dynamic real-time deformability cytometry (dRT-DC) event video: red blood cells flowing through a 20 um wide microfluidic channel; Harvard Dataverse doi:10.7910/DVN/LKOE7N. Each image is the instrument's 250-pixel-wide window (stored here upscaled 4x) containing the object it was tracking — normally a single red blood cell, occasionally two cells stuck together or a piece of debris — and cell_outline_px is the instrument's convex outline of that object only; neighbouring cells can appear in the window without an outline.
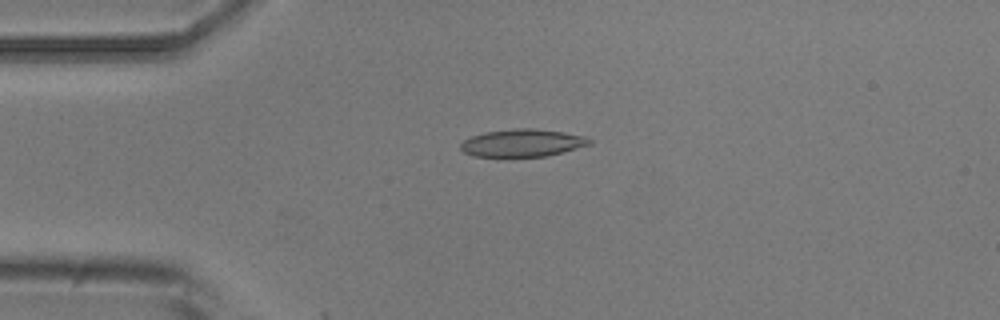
{"species": "common noctule bat (a hibernating species)", "species_latin": "Nyctalus noctula", "temperature_condition": "room temperature", "stored_images_in_passage": 10, "camera_frame_rate_fps": 3000, "um_per_image_px": 0.085, "animal": {"sex": "male", "body_mass_g": 20.5, "forearm_length_mm": 52.5}, "frame": {"image": 1, "passage_image": 4, "time_ms": 3.333, "image_size_px": [1000, 320], "cell_outline_px": [[592, 144], [544, 156], [472, 156], [464, 152], [460, 148], [460, 144], [464, 140], [472, 136], [484, 132], [516, 128], [532, 128], [564, 132], [584, 136], [592, 140]], "centroid_in_image_um": [44.39, 12.14], "position_along_channel_um": 40.6, "area_um2": 20.46}}
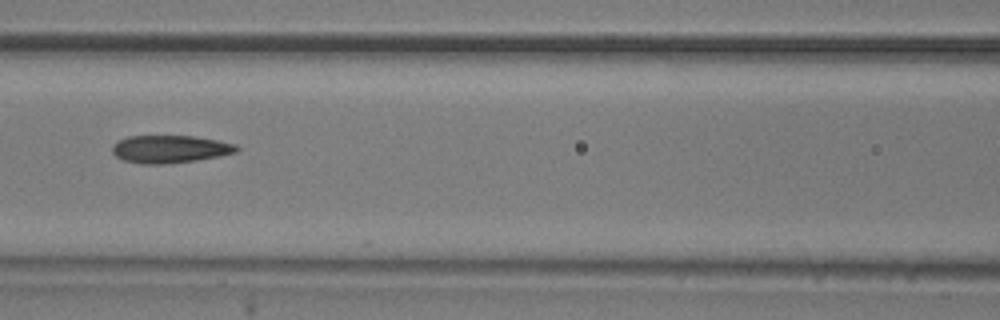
{"frame": {"image": 2, "passage_image": 7, "time_ms": 7.0, "image_size_px": [1000, 320], "cell_outline_px": [[240, 148], [236, 152], [220, 156], [196, 160], [164, 164], [140, 164], [124, 160], [116, 156], [112, 152], [112, 144], [128, 136], [192, 136], [216, 140], [236, 144]], "centroid_in_image_um": [14.44, 12.67], "position_along_channel_um": 152.2, "area_um2": 20.0}}
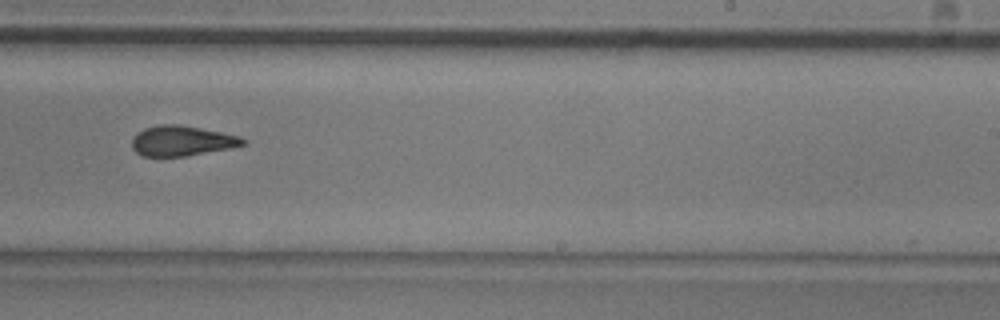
{"frame": {"image": 3, "passage_image": 10, "time_ms": 10.333, "image_size_px": [1000, 320], "cell_outline_px": [[248, 140], [244, 144], [232, 148], [184, 156], [144, 156], [136, 152], [132, 148], [132, 136], [144, 128], [160, 124], [180, 124], [240, 136]], "centroid_in_image_um": [15.45, 11.96], "position_along_channel_um": 273.5, "area_um2": 19.54}}